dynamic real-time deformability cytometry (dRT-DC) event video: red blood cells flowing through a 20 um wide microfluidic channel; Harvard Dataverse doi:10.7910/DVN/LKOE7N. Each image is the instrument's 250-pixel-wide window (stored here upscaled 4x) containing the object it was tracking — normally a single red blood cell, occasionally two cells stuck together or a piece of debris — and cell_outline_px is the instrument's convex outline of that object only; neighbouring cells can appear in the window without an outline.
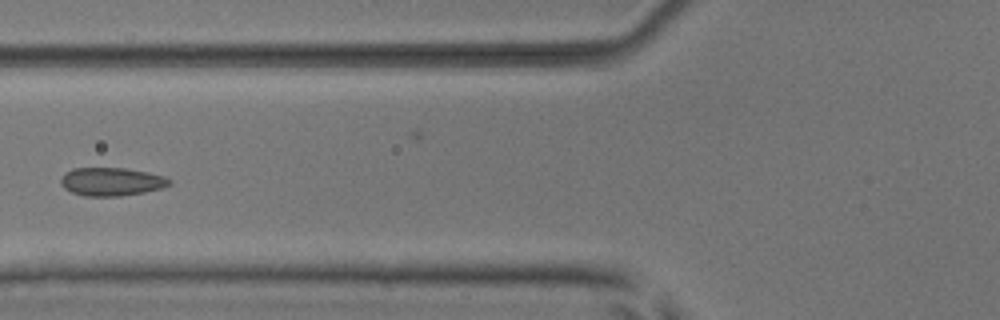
{"species": "common noctule bat (a hibernating species)", "species_latin": "Nyctalus noctula", "temperature_condition": "room temperature", "stored_images_in_passage": 6, "camera_frame_rate_fps": 3000, "um_per_image_px": 0.085, "animal": {"sex": "male", "body_mass_g": 17.9, "forearm_length_mm": 54.2}, "frame": {"image": 1, "passage_image": 6, "time_ms": 1.667, "image_size_px": [1000, 320], "cell_outline_px": [[172, 184], [164, 188], [144, 192], [120, 196], [84, 196], [72, 192], [64, 188], [60, 184], [60, 180], [64, 172], [72, 168], [124, 168], [148, 172], [164, 176], [172, 180]], "centroid_in_image_um": [9.48, 15.44], "position_along_channel_um": 116.3, "area_um2": 18.09}}